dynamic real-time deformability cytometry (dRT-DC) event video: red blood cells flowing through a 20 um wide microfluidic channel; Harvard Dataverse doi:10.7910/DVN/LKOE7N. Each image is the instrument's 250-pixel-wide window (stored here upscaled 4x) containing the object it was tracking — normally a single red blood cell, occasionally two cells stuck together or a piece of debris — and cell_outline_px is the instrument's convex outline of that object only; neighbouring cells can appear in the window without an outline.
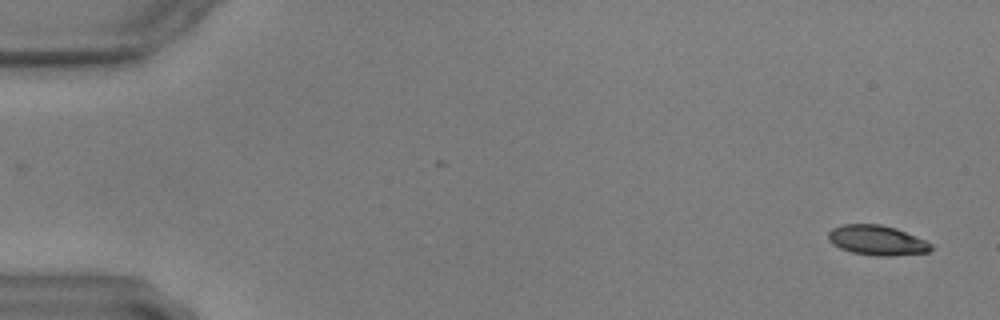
{"species": "common noctule bat (a hibernating species)", "species_latin": "Nyctalus noctula", "temperature_condition": "warm", "stored_images_in_passage": 59, "camera_frame_rate_fps": 3000, "um_per_image_px": 0.085, "animal": {"sex": "male", "body_mass_g": 17.9, "forearm_length_mm": 54.2}, "frame": {"image": 1, "passage_image": 3, "time_ms": 0.667, "image_size_px": [1000, 320], "cell_outline_px": [[932, 248], [928, 252], [888, 256], [876, 256], [852, 252], [840, 248], [832, 244], [828, 240], [828, 232], [832, 228], [844, 224], [880, 224], [896, 228], [924, 240], [932, 244]], "centroid_in_image_um": [74.51, 20.42], "position_along_channel_um": 10.5, "area_um2": 17.8}}
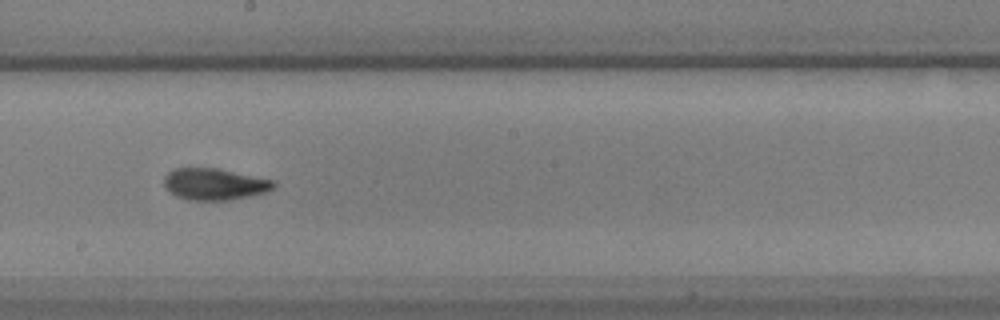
{"frame": {"image": 2, "passage_image": 34, "time_ms": 11.0, "image_size_px": [1000, 320], "cell_outline_px": [[276, 184], [272, 188], [264, 192], [248, 196], [228, 200], [188, 200], [176, 196], [164, 184], [164, 176], [168, 172], [176, 168], [216, 168], [276, 180]], "centroid_in_image_um": [18.24, 15.64], "position_along_channel_um": 230.0, "area_um2": 20.0}}
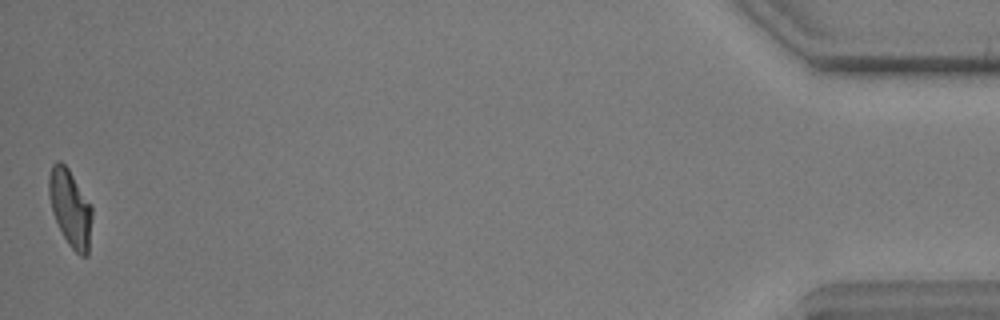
{"frame": {"image": 3, "passage_image": 59, "time_ms": 19.333, "image_size_px": [1000, 320], "cell_outline_px": [[92, 216], [88, 256], [80, 256], [68, 244], [52, 212], [48, 196], [48, 176], [52, 164], [56, 160], [60, 160], [68, 168], [92, 204]], "centroid_in_image_um": [5.97, 17.65], "position_along_channel_um": 429.2, "area_um2": 19.59}}